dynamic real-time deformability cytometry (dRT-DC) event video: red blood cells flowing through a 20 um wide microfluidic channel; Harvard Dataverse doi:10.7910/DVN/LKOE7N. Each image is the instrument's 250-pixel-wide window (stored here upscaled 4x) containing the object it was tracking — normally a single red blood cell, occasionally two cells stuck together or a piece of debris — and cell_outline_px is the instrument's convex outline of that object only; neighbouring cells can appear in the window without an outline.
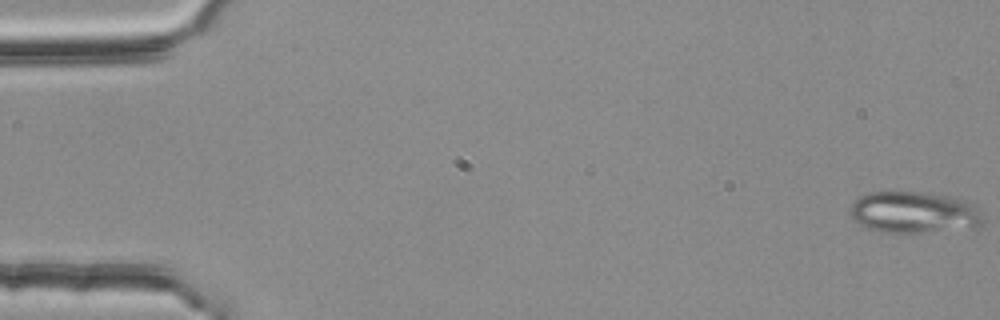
{"species": "common noctule bat (a hibernating species)", "species_latin": "Nyctalus noctula", "temperature_condition": "room temperature", "stored_images_in_passage": 49, "segment_of_instrument_passage": [1, 2], "camera_frame_rate_fps": 3000, "um_per_image_px": 0.085, "animal": {"sex": "female", "body_mass_g": 25.1}, "frame": {"image": 1, "passage_image": 1, "time_ms": 0.0, "image_size_px": [1000, 320], "cell_outline_px": [[984, 224], [972, 228], [920, 232], [884, 232], [868, 228], [860, 224], [848, 212], [848, 208], [860, 196], [868, 192], [924, 192], [948, 196], [960, 200], [980, 208], [984, 220]], "centroid_in_image_um": [77.69, 18.05], "position_along_channel_um": 7.3, "area_um2": 32.02}}